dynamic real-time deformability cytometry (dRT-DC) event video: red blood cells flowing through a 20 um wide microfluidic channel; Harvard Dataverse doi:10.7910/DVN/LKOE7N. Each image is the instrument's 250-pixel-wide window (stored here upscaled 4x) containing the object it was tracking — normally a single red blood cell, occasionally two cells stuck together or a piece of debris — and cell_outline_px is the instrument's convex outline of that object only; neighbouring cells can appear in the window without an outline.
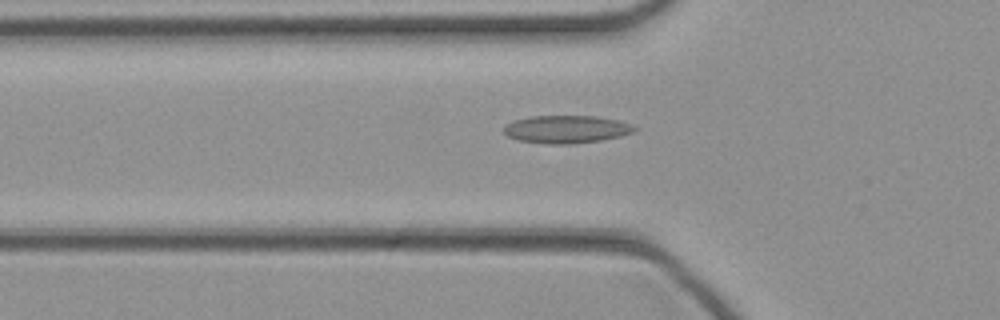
{"species": "common noctule bat (a hibernating species)", "species_latin": "Nyctalus noctula", "temperature_condition": "cold", "stored_images_in_passage": 40, "camera_frame_rate_fps": 3000, "um_per_image_px": 0.085, "animal": {"sex": "female", "body_mass_g": 21.9}, "frame": {"image": 1, "passage_image": 10, "time_ms": 3.0, "image_size_px": [1000, 320], "cell_outline_px": [[636, 128], [632, 132], [620, 136], [600, 140], [572, 144], [548, 144], [516, 140], [508, 136], [504, 132], [504, 124], [516, 120], [532, 116], [596, 116], [620, 120], [636, 124]], "centroid_in_image_um": [48.16, 10.98], "position_along_channel_um": 77.6, "area_um2": 21.27}}
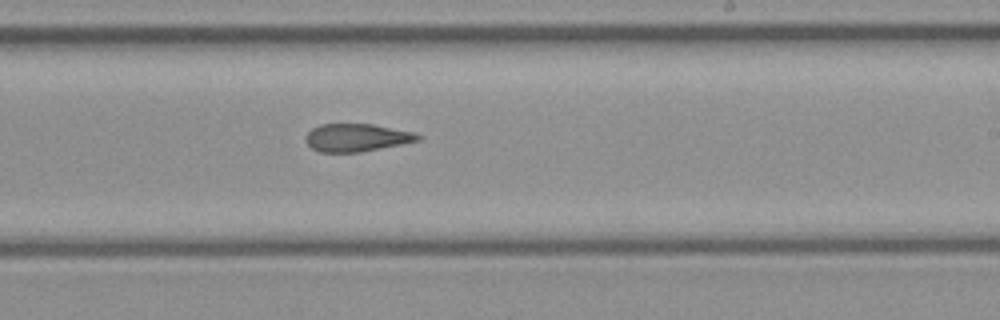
{"frame": {"image": 2, "passage_image": 22, "time_ms": 7.0, "image_size_px": [1000, 320], "cell_outline_px": [[424, 136], [420, 140], [360, 152], [320, 152], [312, 148], [304, 140], [304, 136], [312, 128], [320, 124], [372, 124], [416, 132]], "centroid_in_image_um": [30.32, 11.69], "position_along_channel_um": 258.7, "area_um2": 18.26}}
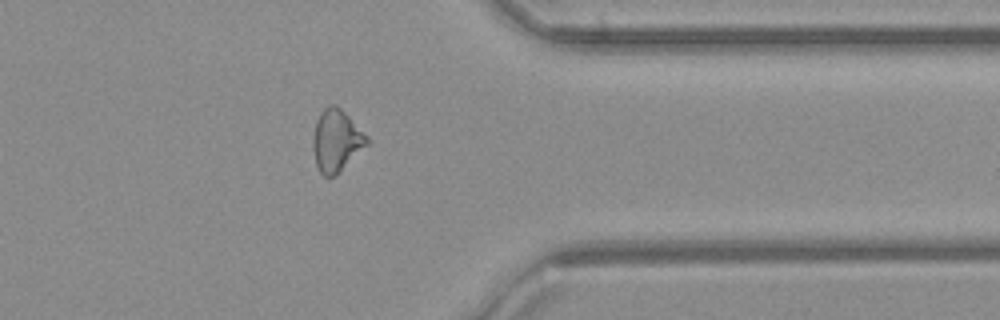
{"frame": {"image": 3, "passage_image": 31, "time_ms": 10.0, "image_size_px": [1000, 320], "cell_outline_px": [[368, 144], [340, 172], [332, 176], [324, 176], [320, 172], [316, 164], [312, 148], [312, 136], [316, 120], [320, 112], [328, 104], [336, 104], [368, 136]], "centroid_in_image_um": [28.57, 11.94], "position_along_channel_um": 382.8, "area_um2": 19.54}}